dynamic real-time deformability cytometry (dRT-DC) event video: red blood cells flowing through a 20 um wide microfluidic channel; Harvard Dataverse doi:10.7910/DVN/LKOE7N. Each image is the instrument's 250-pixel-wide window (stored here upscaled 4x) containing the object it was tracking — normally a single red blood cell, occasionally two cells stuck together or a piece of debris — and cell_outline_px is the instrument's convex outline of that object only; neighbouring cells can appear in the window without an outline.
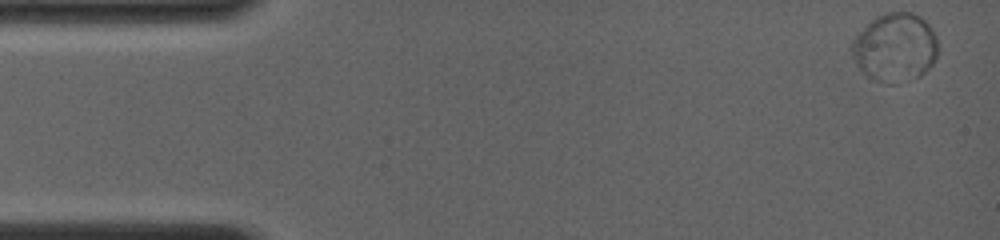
{"species": "common noctule bat (a hibernating species)", "species_latin": "Nyctalus noctula", "temperature_condition": "room temperature", "stored_images_in_passage": 16, "camera_frame_rate_fps": 4000, "um_per_image_px": 0.085, "animal": {"sex": "female", "body_mass_g": 19.0, "forearm_length_mm": 56.7}, "frame": {"image": 1, "passage_image": 1, "time_ms": 0.0, "image_size_px": [1000, 240], "cell_outline_px": [[936, 56], [932, 64], [920, 76], [864, 72], [856, 64], [852, 56], [852, 40], [876, 16], [888, 12], [912, 12], [920, 16], [932, 28], [936, 36]], "centroid_in_image_um": [76.12, 3.83], "position_along_channel_um": 8.9, "area_um2": 31.62}}
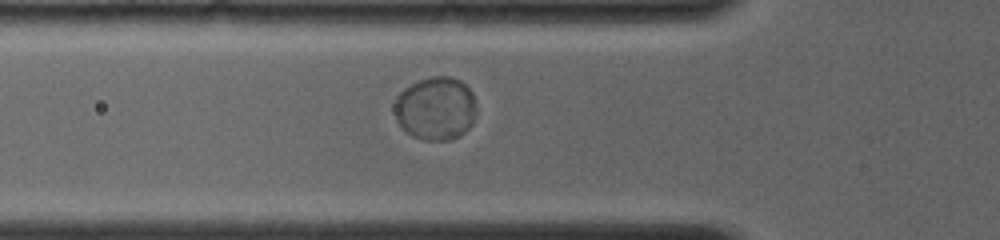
{"frame": {"image": 2, "passage_image": 12, "time_ms": 5.0, "image_size_px": [1000, 240], "cell_outline_px": [[476, 112], [472, 124], [460, 136], [452, 140], [420, 140], [412, 136], [396, 120], [392, 108], [392, 104], [396, 96], [404, 88], [420, 80], [432, 76], [448, 76], [460, 80], [472, 92], [476, 108]], "centroid_in_image_um": [37.01, 9.23], "position_along_channel_um": 88.8, "area_um2": 30.52}}
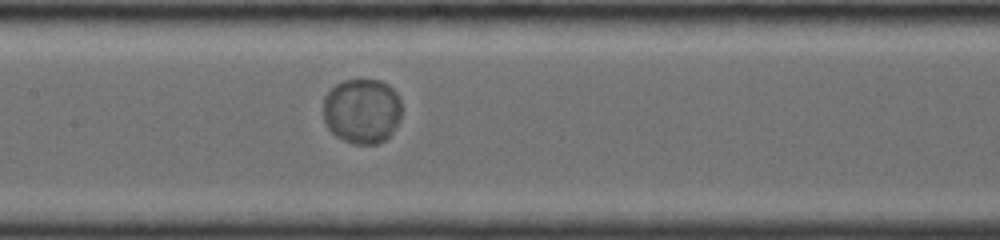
{"frame": {"image": 3, "passage_image": 16, "time_ms": 7.25, "image_size_px": [1000, 240], "cell_outline_px": [[400, 120], [392, 132], [384, 140], [376, 144], [352, 144], [336, 136], [328, 128], [324, 120], [324, 96], [336, 84], [344, 80], [380, 80], [388, 84], [396, 92], [400, 100]], "centroid_in_image_um": [30.77, 9.43], "position_along_channel_um": 176.6, "area_um2": 29.77}}